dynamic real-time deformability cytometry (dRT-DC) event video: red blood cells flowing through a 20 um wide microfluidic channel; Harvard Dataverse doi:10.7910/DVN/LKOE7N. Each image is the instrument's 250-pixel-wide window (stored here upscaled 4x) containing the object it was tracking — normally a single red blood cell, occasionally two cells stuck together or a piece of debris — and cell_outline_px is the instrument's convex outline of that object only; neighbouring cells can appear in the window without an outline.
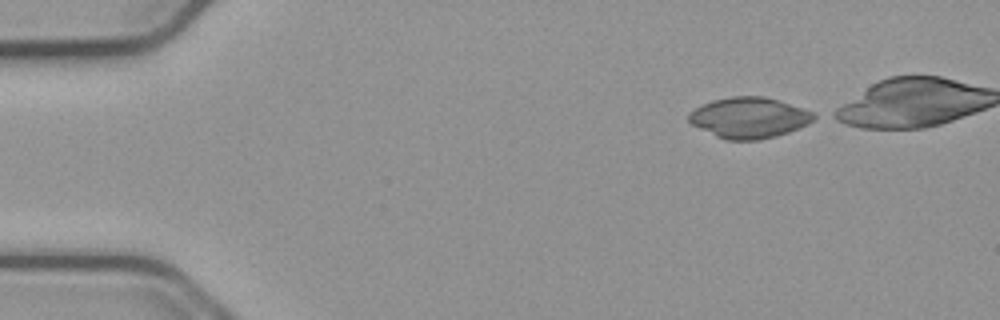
{"species": "common noctule bat (a hibernating species)", "species_latin": "Nyctalus noctula", "temperature_condition": "cold", "stored_images_in_passage": 8, "camera_frame_rate_fps": 3000, "um_per_image_px": 0.085, "animal": {"sex": "male", "body_mass_g": 23.1, "forearm_length_mm": 52.7}, "frame": {"image": 1, "passage_image": 1, "time_ms": 0.0, "image_size_px": [1000, 320], "cell_outline_px": [[820, 116], [808, 124], [788, 132], [776, 136], [756, 140], [724, 140], [692, 124], [688, 120], [688, 112], [712, 100], [732, 96], [764, 96], [804, 108], [816, 112]], "centroid_in_image_um": [63.72, 10.0], "position_along_channel_um": 21.3, "area_um2": 29.82}}